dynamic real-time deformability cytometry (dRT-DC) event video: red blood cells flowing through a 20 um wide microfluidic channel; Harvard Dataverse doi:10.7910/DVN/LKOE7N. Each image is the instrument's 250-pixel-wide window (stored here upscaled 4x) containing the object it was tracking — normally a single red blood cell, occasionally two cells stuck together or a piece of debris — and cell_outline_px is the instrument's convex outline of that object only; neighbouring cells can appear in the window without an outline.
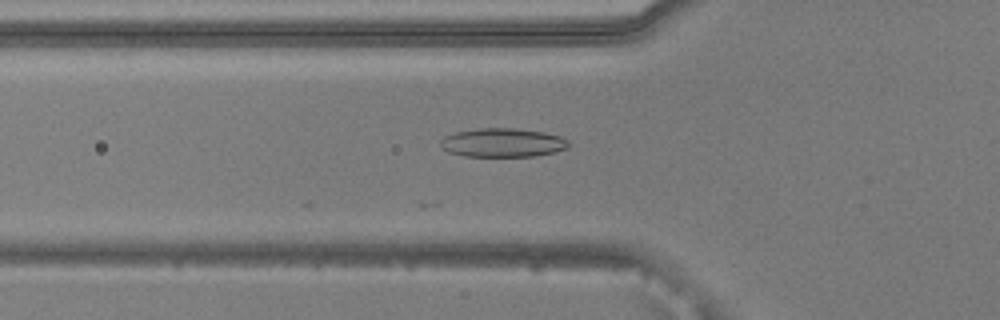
{"species": "common noctule bat (a hibernating species)", "species_latin": "Nyctalus noctula", "temperature_condition": "warm", "stored_images_in_passage": 6, "camera_frame_rate_fps": 3000, "um_per_image_px": 0.085, "animal": {"sex": "male", "body_mass_g": 20.5, "forearm_length_mm": 52.5}, "frame": {"image": 1, "passage_image": 4, "time_ms": 1.0, "image_size_px": [1000, 320], "cell_outline_px": [[568, 144], [564, 148], [556, 152], [536, 156], [464, 156], [448, 152], [440, 144], [440, 140], [444, 136], [456, 132], [480, 128], [516, 128], [544, 132], [560, 136], [568, 140]], "centroid_in_image_um": [42.71, 12.12], "position_along_channel_um": 83.1, "area_um2": 21.44}}